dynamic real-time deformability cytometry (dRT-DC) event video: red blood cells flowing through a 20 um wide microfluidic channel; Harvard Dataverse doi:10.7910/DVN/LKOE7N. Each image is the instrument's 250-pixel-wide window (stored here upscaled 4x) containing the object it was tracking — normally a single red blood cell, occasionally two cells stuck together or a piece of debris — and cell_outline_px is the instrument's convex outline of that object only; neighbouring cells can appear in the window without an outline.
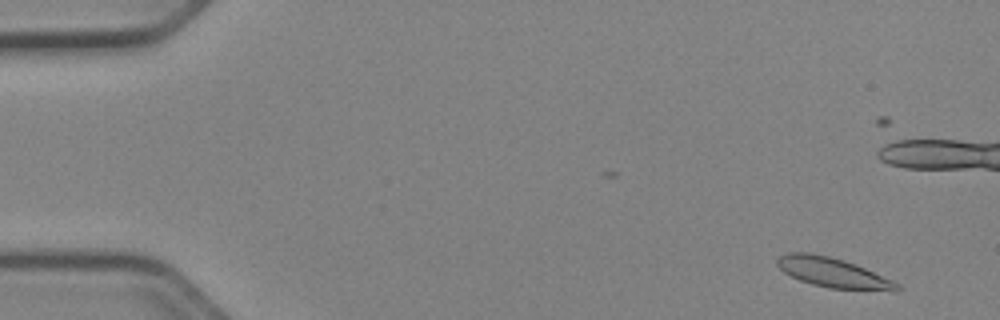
{"species": "Egyptian fruit bat (a non-hibernating species)", "species_latin": "Rousettus aegyptiacus", "temperature_condition": "cold", "stored_images_in_passage": 47, "camera_frame_rate_fps": 3000, "um_per_image_px": 0.085, "animal": {"sex": "female"}, "frame": {"image": 1, "passage_image": 3, "time_ms": 0.667, "image_size_px": [1000, 320], "cell_outline_px": [[900, 288], [896, 292], [828, 288], [812, 284], [800, 280], [784, 272], [776, 264], [776, 260], [780, 256], [788, 252], [808, 252], [828, 256], [844, 260], [856, 264], [892, 280], [900, 284]], "centroid_in_image_um": [70.84, 23.19], "position_along_channel_um": 14.2, "area_um2": 20.92}}
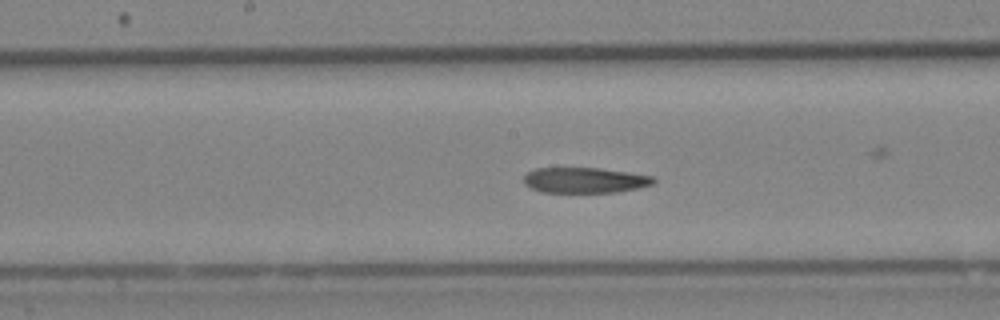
{"frame": {"image": 2, "passage_image": 27, "time_ms": 8.667, "image_size_px": [1000, 320], "cell_outline_px": [[656, 180], [652, 184], [636, 188], [616, 192], [544, 192], [532, 188], [524, 184], [524, 176], [528, 172], [536, 168], [600, 168], [656, 176]], "centroid_in_image_um": [49.73, 15.31], "position_along_channel_um": 198.5, "area_um2": 19.19}}
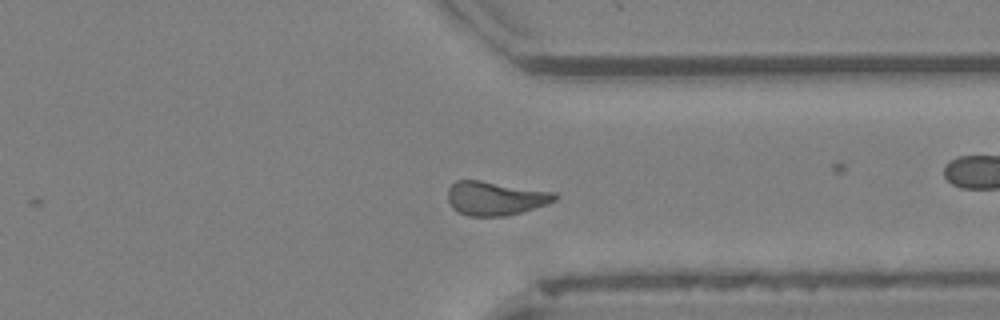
{"frame": {"image": 3, "passage_image": 40, "time_ms": 13.0, "image_size_px": [1000, 320], "cell_outline_px": [[560, 196], [556, 200], [548, 204], [520, 212], [504, 216], [468, 216], [452, 208], [448, 200], [448, 188], [456, 180], [480, 180], [556, 192]], "centroid_in_image_um": [42.12, 16.84], "position_along_channel_um": 369.3, "area_um2": 21.21}, "authors_computed_cell_mechanics": {"area_um2": 20.5768, "velocity_mm_per_s": 3.9217, "shape_relaxation_time_tau1_ms": null, "shape_relaxation_time_tau2_ms": 6.5743, "deformation_change_tau1": null, "deformation_change_tau2": 0.1501}}